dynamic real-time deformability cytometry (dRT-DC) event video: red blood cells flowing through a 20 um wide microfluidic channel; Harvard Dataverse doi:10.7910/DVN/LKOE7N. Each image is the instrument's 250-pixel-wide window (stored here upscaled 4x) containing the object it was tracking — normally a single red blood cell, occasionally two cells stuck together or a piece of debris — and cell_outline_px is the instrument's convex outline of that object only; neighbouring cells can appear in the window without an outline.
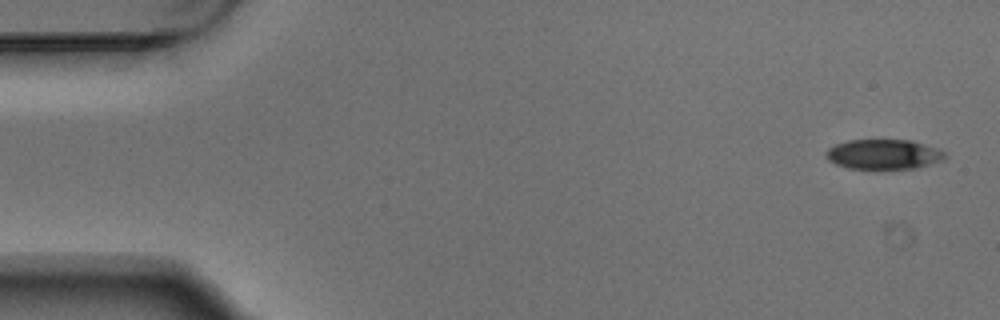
{"species": "Egyptian fruit bat (a non-hibernating species)", "species_latin": "Rousettus aegyptiacus", "temperature_condition": "warm", "stored_images_in_passage": 3, "camera_frame_rate_fps": 3000, "um_per_image_px": 0.085, "animal": {"sex": "male"}, "frame": {"image": 1, "passage_image": 1, "time_ms": 0.0, "image_size_px": [1000, 320], "cell_outline_px": [[948, 156], [944, 160], [912, 168], [848, 168], [836, 164], [828, 160], [824, 152], [828, 148], [836, 144], [848, 140], [912, 140], [948, 152]], "centroid_in_image_um": [75.12, 13.1], "position_along_channel_um": 9.9, "area_um2": 20.63}}
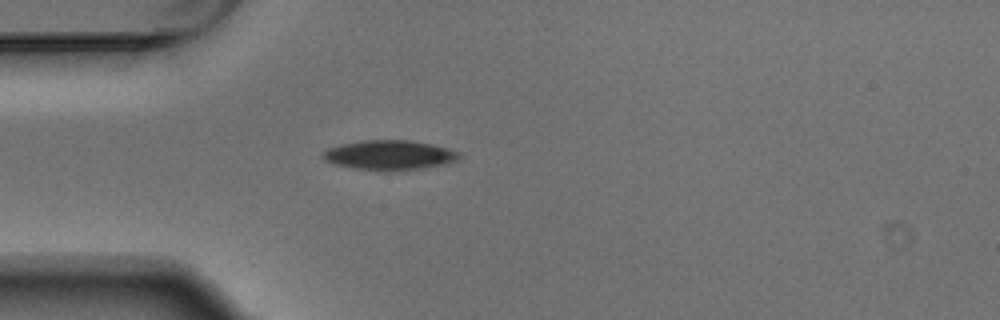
{"frame": {"image": 2, "passage_image": 3, "time_ms": 0.667, "image_size_px": [1000, 320], "cell_outline_px": [[464, 156], [460, 160], [448, 164], [424, 168], [356, 168], [336, 164], [324, 160], [320, 156], [328, 148], [340, 144], [364, 140], [412, 140], [432, 144], [448, 148], [460, 152]], "centroid_in_image_um": [33.19, 13.14], "position_along_channel_um": 51.8, "area_um2": 23.06}}